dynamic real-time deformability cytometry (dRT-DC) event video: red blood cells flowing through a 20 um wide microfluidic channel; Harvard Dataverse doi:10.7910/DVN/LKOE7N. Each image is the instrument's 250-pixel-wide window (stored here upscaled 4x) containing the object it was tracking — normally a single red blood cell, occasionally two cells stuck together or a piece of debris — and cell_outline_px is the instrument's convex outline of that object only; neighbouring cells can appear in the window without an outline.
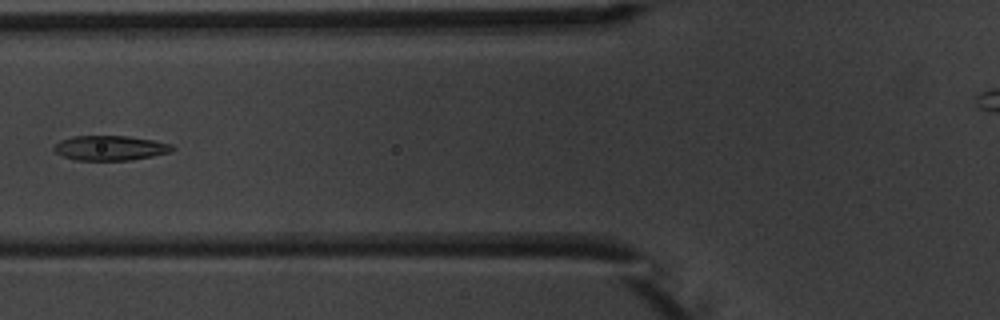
{"species": "common noctule bat (a hibernating species)", "species_latin": "Nyctalus noctula", "temperature_condition": "warm", "stored_images_in_passage": 7, "camera_frame_rate_fps": 3000, "um_per_image_px": 0.085, "animal": {"sex": "male", "body_mass_g": 20.1, "forearm_length_mm": 53.5}, "frame": {"image": 1, "passage_image": 6, "time_ms": 6.667, "image_size_px": [1000, 320], "cell_outline_px": [[176, 148], [168, 152], [152, 156], [132, 160], [76, 160], [64, 156], [56, 152], [52, 148], [60, 140], [72, 136], [128, 136], [152, 140], [172, 144]], "centroid_in_image_um": [9.36, 12.57], "position_along_channel_um": 116.4, "area_um2": 16.99}}
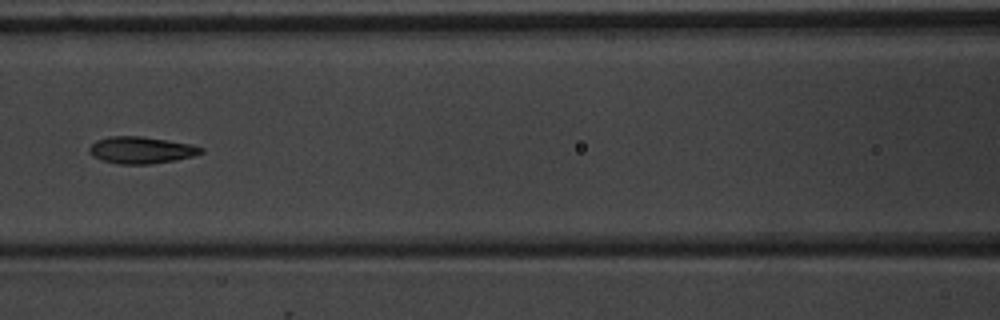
{"frame": {"image": 2, "passage_image": 7, "time_ms": 7.667, "image_size_px": [1000, 320], "cell_outline_px": [[204, 152], [192, 156], [176, 160], [152, 164], [120, 164], [100, 160], [92, 156], [88, 152], [88, 148], [96, 140], [108, 136], [144, 136], [192, 144], [204, 148]], "centroid_in_image_um": [11.98, 12.75], "position_along_channel_um": 154.6, "area_um2": 17.74}}